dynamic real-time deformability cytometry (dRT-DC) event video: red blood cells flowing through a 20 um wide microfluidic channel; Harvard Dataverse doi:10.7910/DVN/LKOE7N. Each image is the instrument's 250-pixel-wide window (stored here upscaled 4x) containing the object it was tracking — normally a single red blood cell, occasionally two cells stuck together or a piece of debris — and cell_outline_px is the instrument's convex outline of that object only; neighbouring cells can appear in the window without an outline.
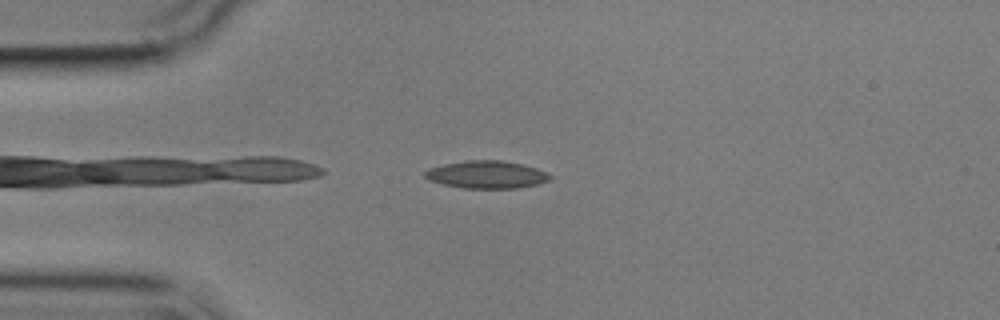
{"species": "common noctule bat (a hibernating species)", "species_latin": "Nyctalus noctula", "temperature_condition": "cold", "stored_images_in_passage": 45, "camera_frame_rate_fps": 3000, "um_per_image_px": 0.085, "animal": {"sex": "male", "body_mass_g": 17.9}, "frame": {"image": 1, "passage_image": 3, "time_ms": 0.667, "image_size_px": [1000, 320], "cell_outline_px": [[552, 180], [540, 184], [520, 188], [460, 188], [428, 180], [424, 176], [424, 172], [428, 168], [444, 164], [464, 160], [500, 160], [524, 164], [536, 168], [552, 176]], "centroid_in_image_um": [41.37, 14.84], "position_along_channel_um": 43.6, "area_um2": 20.35}}
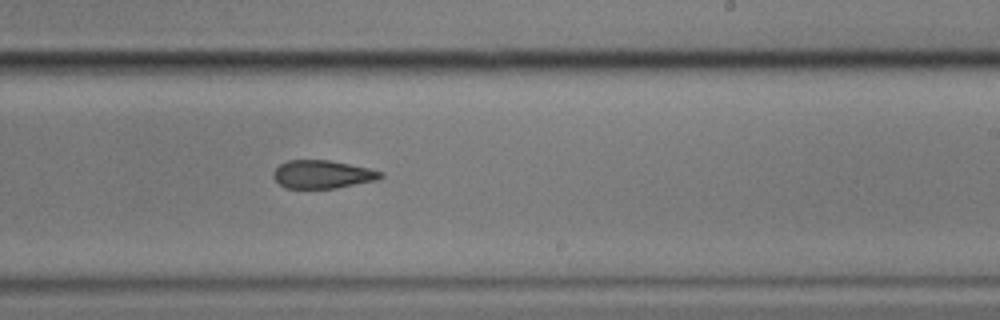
{"frame": {"image": 2, "passage_image": 23, "time_ms": 7.333, "image_size_px": [1000, 320], "cell_outline_px": [[384, 176], [380, 180], [336, 188], [284, 188], [272, 176], [272, 172], [280, 164], [288, 160], [328, 160], [368, 168], [384, 172]], "centroid_in_image_um": [27.43, 14.82], "position_along_channel_um": 261.6, "area_um2": 17.69}}
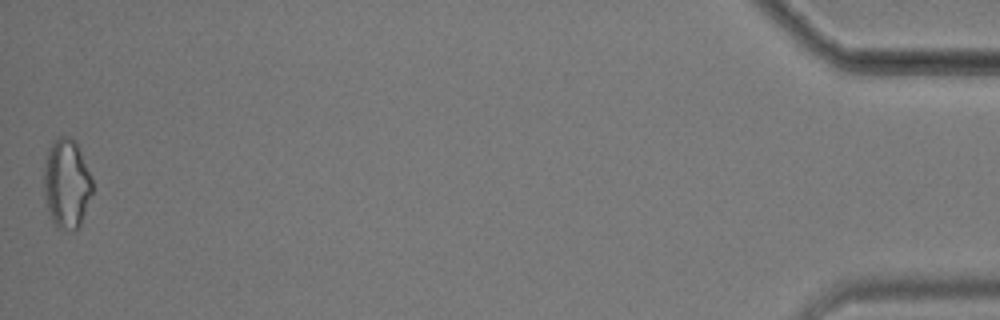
{"frame": {"image": 3, "passage_image": 45, "time_ms": 14.667, "image_size_px": [1000, 320], "cell_outline_px": [[92, 192], [80, 224], [76, 232], [72, 232], [56, 228], [52, 220], [44, 196], [44, 168], [48, 148], [52, 140], [60, 136], [68, 136], [76, 144], [92, 176]], "centroid_in_image_um": [5.65, 15.63], "position_along_channel_um": 429.5, "area_um2": 25.26}, "authors_computed_cell_mechanics": {"area_um2": 19.3052, "velocity_mm_per_s": 3.5506, "shape_relaxation_time_tau1_ms": null, "shape_relaxation_time_tau2_ms": 6.0077, "deformation_change_tau1": null, "deformation_change_tau2": 0.1429}}